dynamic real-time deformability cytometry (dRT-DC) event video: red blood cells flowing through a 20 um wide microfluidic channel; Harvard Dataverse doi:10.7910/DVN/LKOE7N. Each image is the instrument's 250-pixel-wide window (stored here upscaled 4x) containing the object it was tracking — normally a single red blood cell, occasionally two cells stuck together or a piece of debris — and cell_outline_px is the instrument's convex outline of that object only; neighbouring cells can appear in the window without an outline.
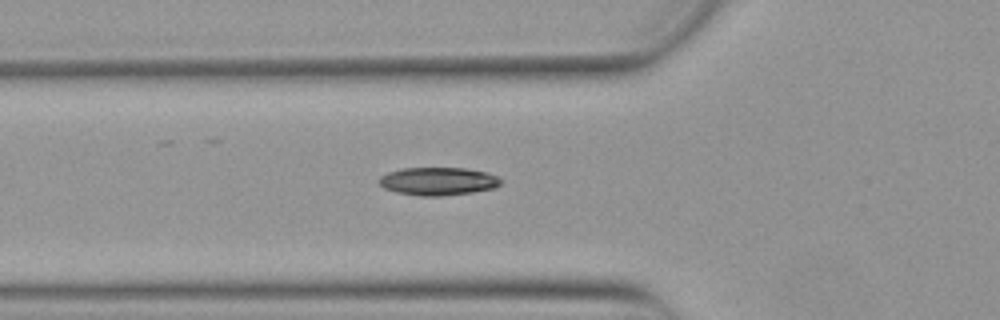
{"species": "Egyptian fruit bat (a non-hibernating species)", "species_latin": "Rousettus aegyptiacus", "temperature_condition": "warm", "stored_images_in_passage": 37, "camera_frame_rate_fps": 3000, "um_per_image_px": 0.085, "animal": {"sex": "female"}, "frame": {"image": 1, "passage_image": 6, "time_ms": 1.667, "image_size_px": [1000, 320], "cell_outline_px": [[504, 180], [496, 188], [472, 192], [440, 196], [420, 196], [396, 192], [384, 188], [376, 180], [380, 176], [388, 172], [400, 168], [464, 168], [488, 172]], "centroid_in_image_um": [37.23, 15.4], "position_along_channel_um": 88.6, "area_um2": 20.06}}
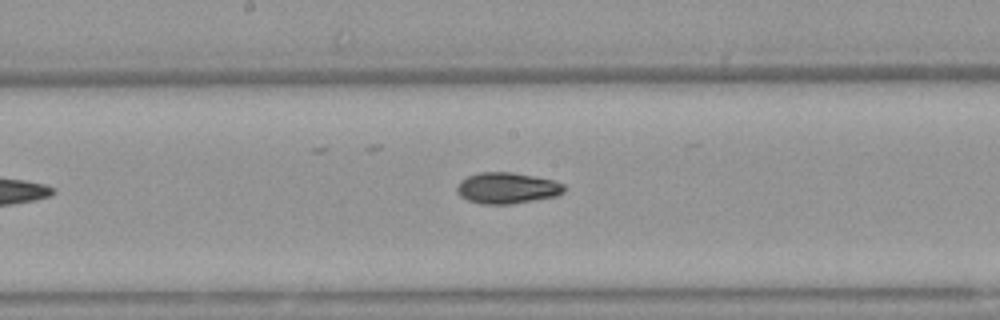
{"frame": {"image": 2, "passage_image": 15, "time_ms": 4.667, "image_size_px": [1000, 320], "cell_outline_px": [[568, 188], [560, 196], [508, 204], [480, 204], [468, 200], [460, 196], [456, 192], [456, 188], [460, 180], [468, 176], [480, 172], [512, 172], [552, 180], [564, 184]], "centroid_in_image_um": [43.11, 15.99], "position_along_channel_um": 205.1, "area_um2": 19.59}}
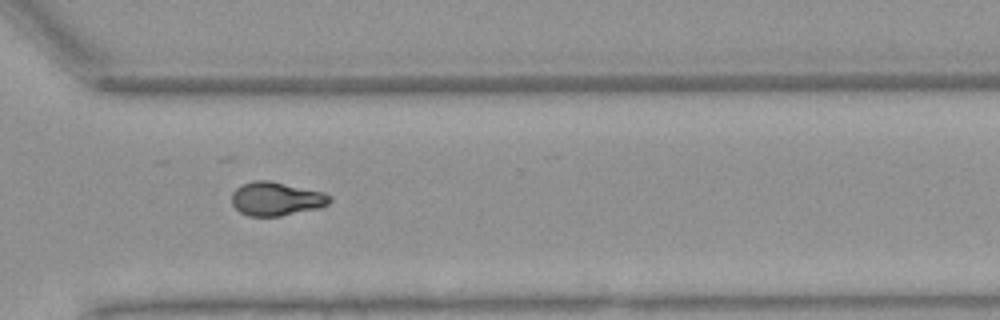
{"frame": {"image": 3, "passage_image": 26, "time_ms": 8.333, "image_size_px": [1000, 320], "cell_outline_px": [[332, 200], [328, 204], [320, 208], [280, 216], [248, 216], [240, 212], [232, 204], [232, 192], [236, 188], [252, 180], [268, 180], [324, 192], [332, 196]], "centroid_in_image_um": [23.5, 16.9], "position_along_channel_um": 347.1, "area_um2": 19.31}, "authors_computed_cell_mechanics": {"area_um2": 19.4786, "velocity_mm_per_s": 3.8781, "shape_relaxation_time_tau1_ms": 7.483, "shape_relaxation_time_tau2_ms": 5.1162, "deformation_change_tau1": 0.1967, "deformation_change_tau2": 0.0957}}